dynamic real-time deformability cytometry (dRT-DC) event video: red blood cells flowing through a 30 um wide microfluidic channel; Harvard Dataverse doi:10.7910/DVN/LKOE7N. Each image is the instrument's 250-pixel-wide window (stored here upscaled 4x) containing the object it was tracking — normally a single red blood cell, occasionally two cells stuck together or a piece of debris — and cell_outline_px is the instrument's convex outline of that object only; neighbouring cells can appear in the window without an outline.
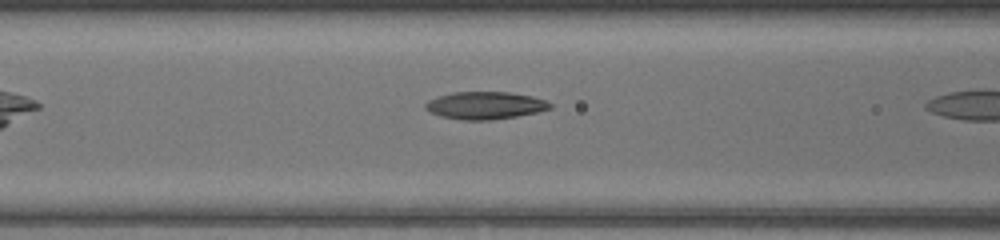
{"species": "common noctule bat (a hibernating species)", "species_latin": "Nyctalus noctula", "temperature_condition": "warm", "stored_images_in_passage": 9, "camera_frame_rate_fps": 3000, "um_per_image_px": 0.085, "animal": {"sex": "female", "body_mass_g": 17.0, "forearm_length_mm": 48.0}, "frame": {"image": 1, "passage_image": 8, "time_ms": 2.333, "image_size_px": [1000, 240], "cell_outline_px": [[552, 108], [536, 112], [516, 116], [492, 120], [464, 120], [440, 116], [424, 108], [424, 104], [428, 100], [452, 92], [512, 92], [532, 96], [544, 100], [552, 104]], "centroid_in_image_um": [41.24, 8.96], "position_along_channel_um": 125.4, "area_um2": 19.88}}